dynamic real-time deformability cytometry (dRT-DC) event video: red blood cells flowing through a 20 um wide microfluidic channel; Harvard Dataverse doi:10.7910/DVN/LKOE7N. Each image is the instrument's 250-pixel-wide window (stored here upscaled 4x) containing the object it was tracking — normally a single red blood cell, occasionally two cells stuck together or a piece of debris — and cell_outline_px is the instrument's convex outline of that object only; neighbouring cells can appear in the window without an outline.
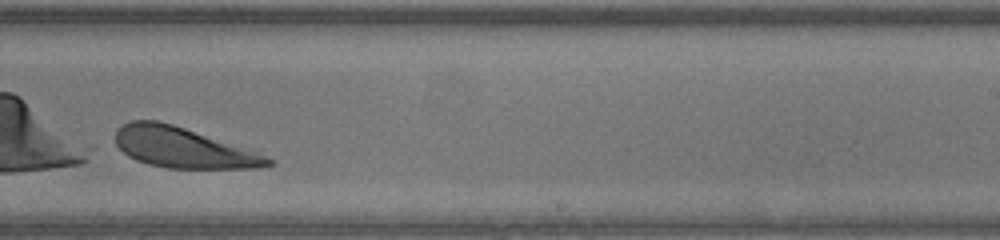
{"species": "human", "species_latin": "Homo sapiens", "temperature_condition": "warm", "stored_images_in_passage": 27, "camera_frame_rate_fps": 3000, "um_per_image_px": 0.085, "donor": {"sex": "male"}, "frame": {"image": 1, "passage_image": 20, "time_ms": 6.333, "image_size_px": [1000, 240], "cell_outline_px": [[272, 164], [256, 168], [168, 168], [148, 164], [136, 160], [128, 156], [116, 144], [116, 128], [132, 120], [156, 120], [172, 124], [184, 128], [264, 156], [272, 160]], "centroid_in_image_um": [15.43, 12.55], "position_along_channel_um": 273.6, "area_um2": 34.8}}
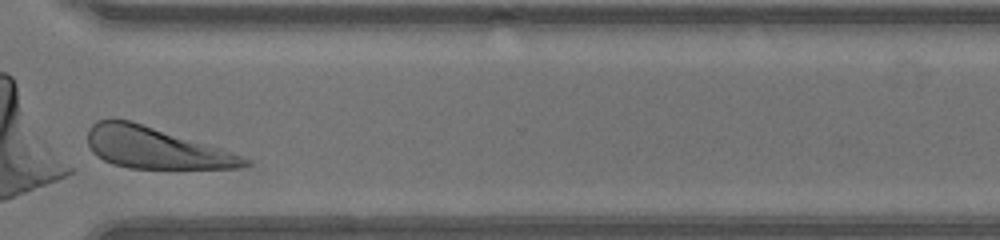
{"frame": {"image": 2, "passage_image": 26, "time_ms": 8.333, "image_size_px": [1000, 240], "cell_outline_px": [[252, 164], [240, 168], [128, 168], [112, 164], [96, 156], [92, 152], [88, 144], [88, 128], [96, 120], [112, 116], [128, 120], [220, 148], [252, 160]], "centroid_in_image_um": [13.15, 12.56], "position_along_channel_um": 357.5, "area_um2": 37.63}}